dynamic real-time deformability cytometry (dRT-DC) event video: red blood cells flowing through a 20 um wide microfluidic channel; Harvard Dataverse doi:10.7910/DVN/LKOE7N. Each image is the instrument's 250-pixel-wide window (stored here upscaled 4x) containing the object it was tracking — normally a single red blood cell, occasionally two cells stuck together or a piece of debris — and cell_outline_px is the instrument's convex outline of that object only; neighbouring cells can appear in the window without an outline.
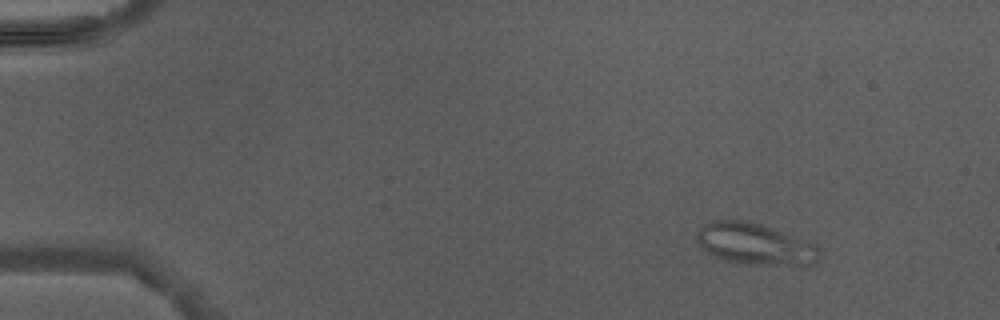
{"species": "Egyptian fruit bat (a non-hibernating species)", "species_latin": "Rousettus aegyptiacus", "temperature_condition": "warm", "stored_images_in_passage": 5, "camera_frame_rate_fps": 3000, "um_per_image_px": 0.085, "animal": {"sex": "male"}, "frame": {"image": 1, "passage_image": 1, "time_ms": 0.0, "image_size_px": [1000, 320], "cell_outline_px": [[824, 252], [816, 264], [808, 268], [740, 264], [720, 260], [708, 256], [696, 240], [696, 232], [704, 224], [712, 220], [740, 220], [760, 224], [816, 244]], "centroid_in_image_um": [64.24, 20.82], "position_along_channel_um": 20.8, "area_um2": 31.1}}